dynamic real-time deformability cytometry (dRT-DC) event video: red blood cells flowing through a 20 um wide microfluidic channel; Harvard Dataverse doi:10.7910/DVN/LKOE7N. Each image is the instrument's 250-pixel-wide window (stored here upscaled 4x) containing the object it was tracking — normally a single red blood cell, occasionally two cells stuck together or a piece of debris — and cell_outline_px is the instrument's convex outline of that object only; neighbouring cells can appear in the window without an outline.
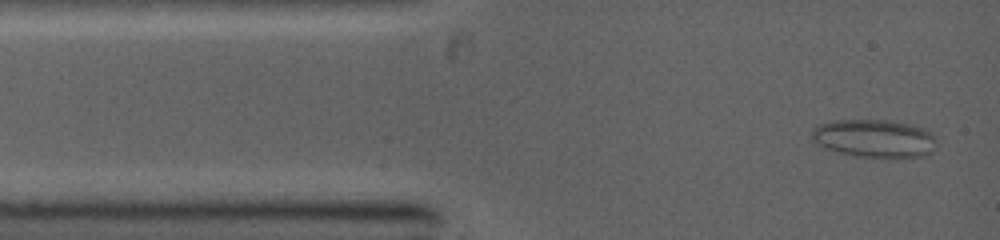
{"species": "common noctule bat (a hibernating species)", "species_latin": "Nyctalus noctula", "temperature_condition": "warm", "stored_images_in_passage": 8, "camera_frame_rate_fps": 5000, "um_per_image_px": 0.085, "animal": {"sex": "female", "body_mass_g": 19.0, "forearm_length_mm": 53.3}, "frame": {"image": 1, "passage_image": 1, "time_ms": 0.0, "image_size_px": [1000, 240], "cell_outline_px": [[936, 148], [932, 152], [924, 156], [896, 160], [856, 156], [824, 148], [816, 144], [812, 140], [812, 128], [820, 124], [832, 120], [884, 120], [908, 124], [924, 128], [932, 132], [936, 136]], "centroid_in_image_um": [74.37, 11.8], "position_along_channel_um": 10.6, "area_um2": 28.5}}
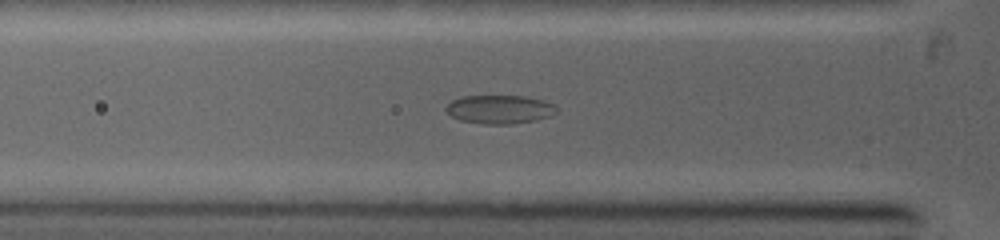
{"frame": {"image": 2, "passage_image": 6, "time_ms": 2.8, "image_size_px": [1000, 240], "cell_outline_px": [[556, 112], [548, 116], [536, 120], [512, 124], [484, 124], [460, 120], [452, 116], [444, 108], [452, 100], [464, 96], [524, 96], [544, 100], [556, 104]], "centroid_in_image_um": [42.48, 9.29], "position_along_channel_um": 83.3, "area_um2": 18.38}}
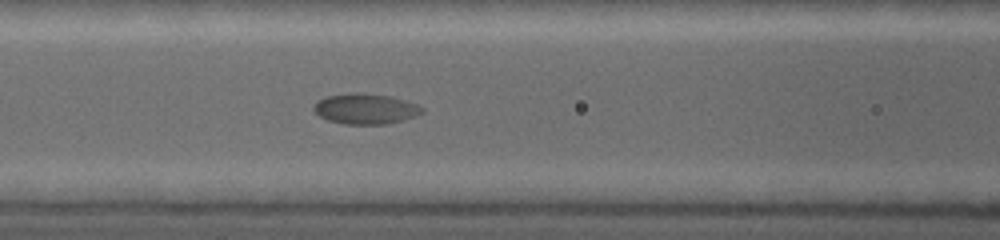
{"frame": {"image": 3, "passage_image": 8, "time_ms": 4.0, "image_size_px": [1000, 240], "cell_outline_px": [[424, 112], [416, 116], [404, 120], [388, 124], [344, 124], [328, 120], [320, 116], [312, 108], [312, 104], [316, 100], [324, 96], [356, 92], [360, 92], [392, 96], [416, 104], [424, 108]], "centroid_in_image_um": [31.05, 9.24], "position_along_channel_um": 135.6, "area_um2": 19.54}}